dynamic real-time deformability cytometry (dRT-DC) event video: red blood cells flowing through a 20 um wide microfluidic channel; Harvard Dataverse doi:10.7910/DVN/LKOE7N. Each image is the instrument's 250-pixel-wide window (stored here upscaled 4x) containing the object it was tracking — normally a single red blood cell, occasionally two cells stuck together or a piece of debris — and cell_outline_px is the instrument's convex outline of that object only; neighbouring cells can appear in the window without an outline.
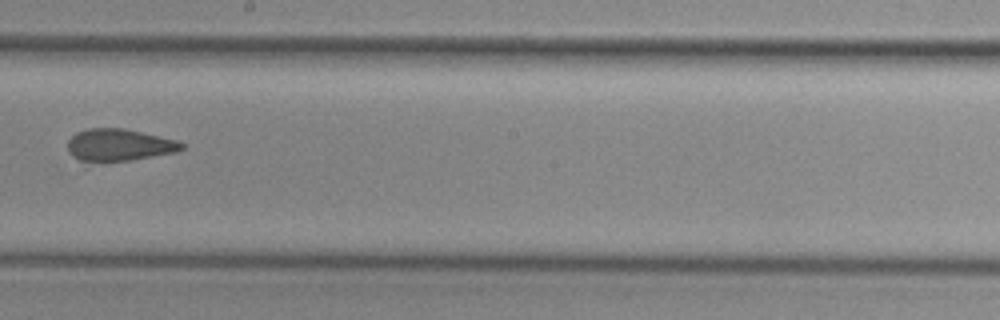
{"species": "common noctule bat (a hibernating species)", "species_latin": "Nyctalus noctula", "temperature_condition": "cold", "stored_images_in_passage": 9, "camera_frame_rate_fps": 3000, "um_per_image_px": 0.085, "animal": {"sex": "female", "body_mass_g": 29.2, "forearm_length_mm": 56.3}, "frame": {"image": 1, "passage_image": 9, "time_ms": 9.667, "image_size_px": [1000, 320], "cell_outline_px": [[184, 148], [176, 152], [88, 168], [84, 168], [68, 152], [68, 140], [76, 132], [88, 128], [124, 128], [180, 140], [184, 144]], "centroid_in_image_um": [10.02, 12.41], "position_along_channel_um": 238.2, "area_um2": 23.0}}